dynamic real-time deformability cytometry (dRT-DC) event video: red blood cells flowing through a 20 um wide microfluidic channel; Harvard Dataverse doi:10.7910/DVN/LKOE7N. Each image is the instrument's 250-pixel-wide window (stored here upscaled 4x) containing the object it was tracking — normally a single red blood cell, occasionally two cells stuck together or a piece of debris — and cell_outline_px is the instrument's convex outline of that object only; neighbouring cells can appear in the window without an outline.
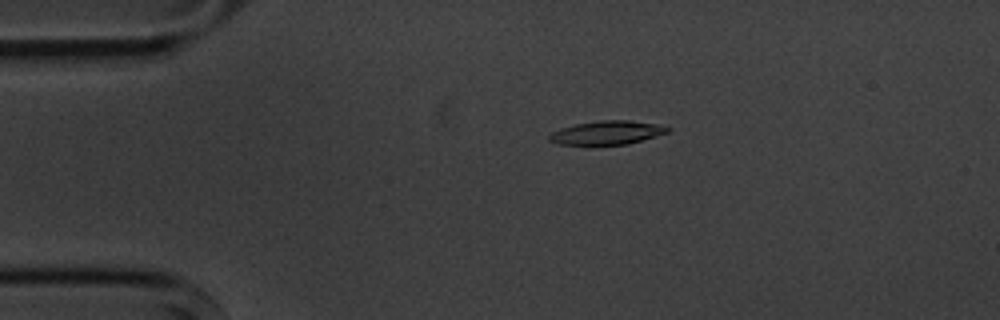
{"species": "common noctule bat (a hibernating species)", "species_latin": "Nyctalus noctula", "temperature_condition": "cold", "stored_images_in_passage": 5, "camera_frame_rate_fps": 3000, "um_per_image_px": 0.085, "animal": {"sex": "male", "body_mass_g": 20.1, "forearm_length_mm": 53.5}, "frame": {"image": 1, "passage_image": 4, "time_ms": 3.333, "image_size_px": [1000, 320], "cell_outline_px": [[672, 128], [668, 132], [656, 136], [628, 144], [560, 144], [548, 140], [548, 136], [552, 132], [560, 128], [576, 124], [600, 120], [628, 120], [656, 124]], "centroid_in_image_um": [51.6, 11.27], "position_along_channel_um": 33.4, "area_um2": 16.13}}